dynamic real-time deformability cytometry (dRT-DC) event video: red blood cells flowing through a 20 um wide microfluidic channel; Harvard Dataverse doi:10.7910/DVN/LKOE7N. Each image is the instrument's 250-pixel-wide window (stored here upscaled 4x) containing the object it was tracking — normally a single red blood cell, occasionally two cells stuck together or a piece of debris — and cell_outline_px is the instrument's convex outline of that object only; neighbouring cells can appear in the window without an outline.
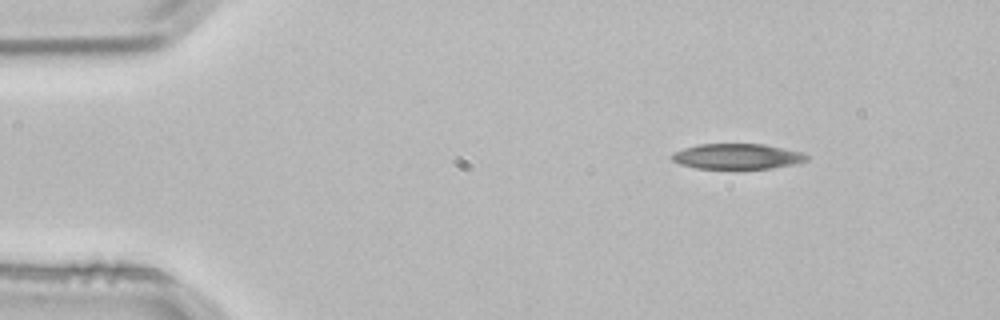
{"species": "common noctule bat (a hibernating species)", "species_latin": "Nyctalus noctula", "temperature_condition": "room temperature", "stored_images_in_passage": 4, "segment_of_instrument_passage": [2, 2], "camera_frame_rate_fps": 3000, "um_per_image_px": 0.085, "animal": {"sex": "male", "body_mass_g": 21.5, "forearm_length_mm": 52.0}, "frame": {"image": 1, "passage_image": 4, "time_ms": 1.0, "image_size_px": [1000, 320], "cell_outline_px": [[808, 160], [792, 164], [772, 168], [696, 168], [680, 164], [672, 160], [672, 152], [696, 144], [764, 144], [800, 152], [808, 156]], "centroid_in_image_um": [62.62, 13.28], "position_along_channel_um": 22.4, "area_um2": 19.71}}